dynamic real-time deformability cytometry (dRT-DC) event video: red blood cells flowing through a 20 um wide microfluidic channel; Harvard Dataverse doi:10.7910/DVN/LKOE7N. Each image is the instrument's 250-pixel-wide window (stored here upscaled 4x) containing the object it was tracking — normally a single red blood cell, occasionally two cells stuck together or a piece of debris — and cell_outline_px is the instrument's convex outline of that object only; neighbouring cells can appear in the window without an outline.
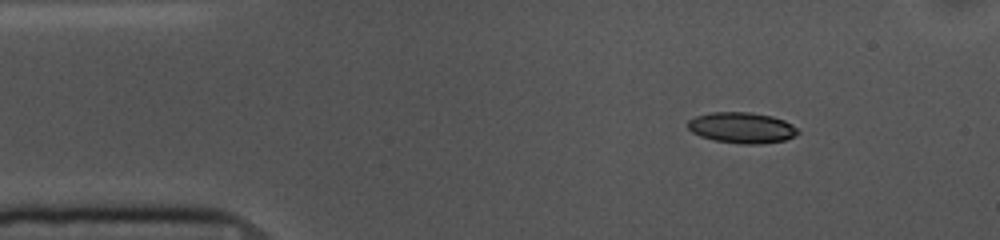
{"species": "common noctule bat (a hibernating species)", "species_latin": "Nyctalus noctula", "temperature_condition": "cold", "stored_images_in_passage": 48, "camera_frame_rate_fps": 3000, "um_per_image_px": 0.085, "animal": {"sex": "female", "body_mass_g": 10.0, "forearm_length_mm": 53.1}, "frame": {"image": 1, "passage_image": 1, "time_ms": 0.0, "image_size_px": [1000, 240], "cell_outline_px": [[800, 132], [784, 140], [760, 144], [740, 144], [716, 140], [700, 136], [692, 132], [688, 128], [688, 120], [696, 116], [712, 112], [748, 112], [772, 116], [784, 120], [792, 124]], "centroid_in_image_um": [63.04, 10.85], "position_along_channel_um": 22.0, "area_um2": 19.65}}
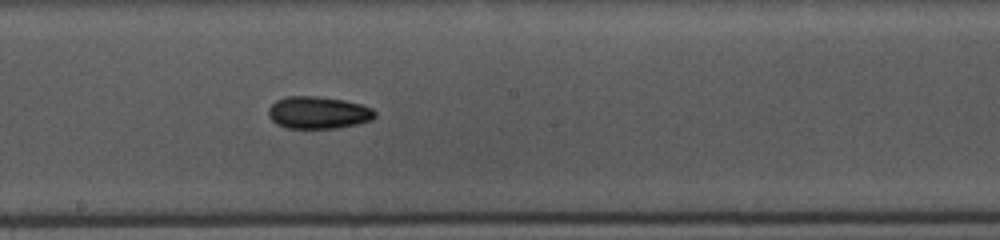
{"frame": {"image": 2, "passage_image": 22, "time_ms": 7.0, "image_size_px": [1000, 240], "cell_outline_px": [[376, 116], [372, 120], [356, 124], [336, 128], [288, 128], [272, 120], [268, 116], [268, 108], [276, 100], [284, 96], [316, 96], [344, 100], [360, 104], [372, 108], [376, 112]], "centroid_in_image_um": [27.05, 9.56], "position_along_channel_um": 221.1, "area_um2": 20.0}}
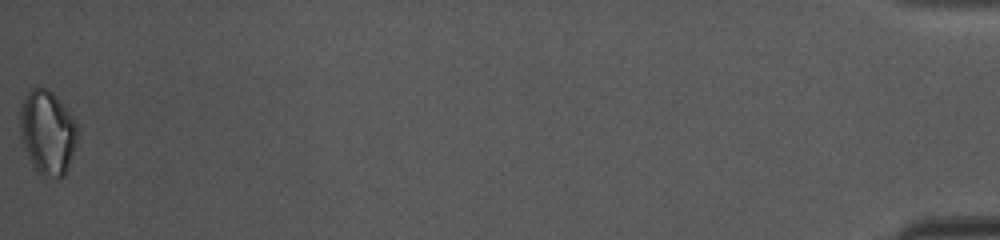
{"frame": {"image": 3, "passage_image": 48, "time_ms": 15.667, "image_size_px": [1000, 240], "cell_outline_px": [[80, 128], [76, 144], [68, 168], [64, 176], [44, 176], [36, 172], [24, 148], [20, 132], [20, 104], [28, 92], [32, 88], [48, 88], [56, 96]], "centroid_in_image_um": [4.04, 11.25], "position_along_channel_um": 431.2, "area_um2": 28.15}, "authors_computed_cell_mechanics": {"area_um2": 19.6231, "velocity_mm_per_s": 3.6484, "shape_relaxation_time_tau1_ms": 7.7901, "shape_relaxation_time_tau2_ms": null, "deformation_change_tau1": 0.1377, "deformation_change_tau2": null}}